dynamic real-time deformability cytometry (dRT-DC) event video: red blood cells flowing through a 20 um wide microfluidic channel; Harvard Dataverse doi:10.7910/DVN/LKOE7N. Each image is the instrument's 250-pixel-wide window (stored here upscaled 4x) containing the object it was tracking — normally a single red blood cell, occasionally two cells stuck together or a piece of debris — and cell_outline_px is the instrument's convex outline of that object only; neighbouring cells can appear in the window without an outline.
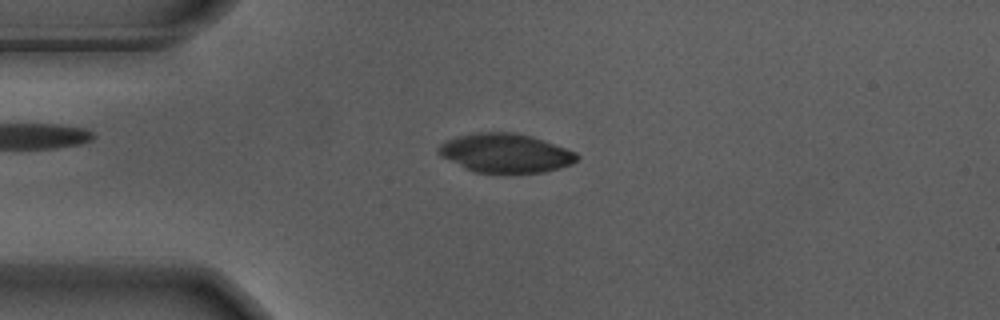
{"species": "Egyptian fruit bat (a non-hibernating species)", "species_latin": "Rousettus aegyptiacus", "temperature_condition": "warm", "stored_images_in_passage": 35, "camera_frame_rate_fps": 3000, "um_per_image_px": 0.085, "animal": {"sex": "male"}, "frame": {"image": 1, "passage_image": 2, "time_ms": 0.333, "image_size_px": [1000, 320], "cell_outline_px": [[580, 156], [572, 164], [560, 168], [544, 172], [476, 172], [464, 168], [440, 156], [440, 144], [456, 136], [476, 132], [516, 132], [532, 136], [576, 152]], "centroid_in_image_um": [42.98, 13.0], "position_along_channel_um": 42.0, "area_um2": 31.21}}
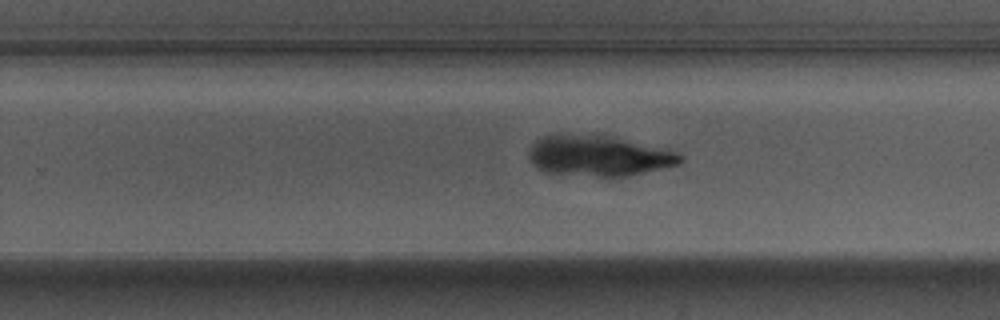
{"frame": {"image": 2, "passage_image": 23, "time_ms": 7.333, "image_size_px": [1000, 320], "cell_outline_px": [[684, 160], [680, 164], [628, 176], [596, 176], [544, 172], [536, 168], [528, 160], [528, 148], [536, 140], [552, 132], [564, 132], [604, 136], [664, 148], [676, 152], [684, 156]], "centroid_in_image_um": [50.8, 13.22], "position_along_channel_um": 279.0, "area_um2": 36.24}}
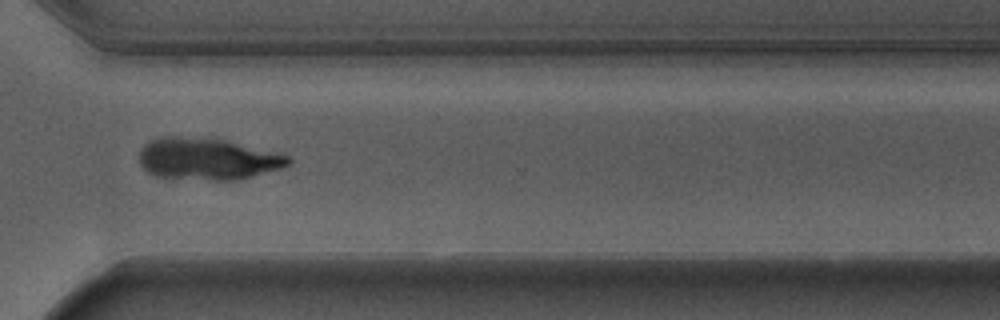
{"frame": {"image": 3, "passage_image": 29, "time_ms": 9.333, "image_size_px": [1000, 320], "cell_outline_px": [[292, 160], [288, 164], [280, 168], [240, 180], [208, 180], [152, 176], [140, 164], [140, 152], [144, 144], [148, 140], [160, 136], [220, 140], [288, 156]], "centroid_in_image_um": [17.56, 13.54], "position_along_channel_um": 353.0, "area_um2": 35.49}}